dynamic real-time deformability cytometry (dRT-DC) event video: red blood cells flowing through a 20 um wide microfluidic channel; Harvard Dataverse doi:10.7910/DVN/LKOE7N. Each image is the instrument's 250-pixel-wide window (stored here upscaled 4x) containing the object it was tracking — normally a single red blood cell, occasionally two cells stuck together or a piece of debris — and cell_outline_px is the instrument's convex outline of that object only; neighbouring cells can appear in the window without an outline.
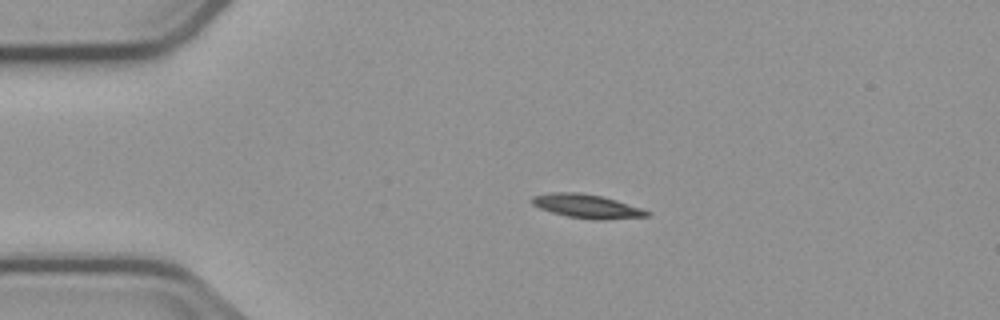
{"species": "common noctule bat (a hibernating species)", "species_latin": "Nyctalus noctula", "temperature_condition": "cold", "stored_images_in_passage": 2, "camera_frame_rate_fps": 3000, "um_per_image_px": 0.085, "animal": {"sex": "male", "body_mass_g": 23.1, "forearm_length_mm": 52.7}, "frame": {"image": 1, "passage_image": 1, "time_ms": 0.0, "image_size_px": [1000, 320], "cell_outline_px": [[652, 212], [648, 216], [596, 220], [568, 216], [552, 212], [540, 208], [532, 204], [532, 196], [548, 192], [580, 192], [600, 196], [616, 200]], "centroid_in_image_um": [49.85, 17.51], "position_along_channel_um": 35.1, "area_um2": 15.72}}
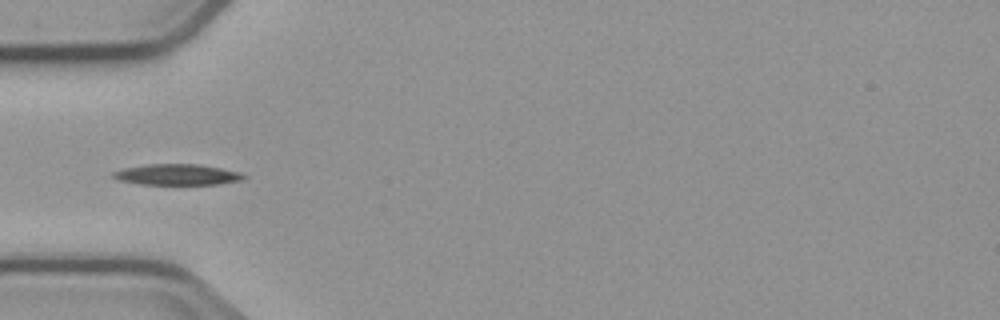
{"frame": {"image": 2, "passage_image": 2, "time_ms": 2.0, "image_size_px": [1000, 320], "cell_outline_px": [[248, 176], [244, 180], [220, 184], [140, 184], [120, 180], [112, 176], [112, 172], [124, 168], [148, 164], [200, 164], [240, 172]], "centroid_in_image_um": [15.11, 14.84], "position_along_channel_um": 69.9, "area_um2": 15.9}}